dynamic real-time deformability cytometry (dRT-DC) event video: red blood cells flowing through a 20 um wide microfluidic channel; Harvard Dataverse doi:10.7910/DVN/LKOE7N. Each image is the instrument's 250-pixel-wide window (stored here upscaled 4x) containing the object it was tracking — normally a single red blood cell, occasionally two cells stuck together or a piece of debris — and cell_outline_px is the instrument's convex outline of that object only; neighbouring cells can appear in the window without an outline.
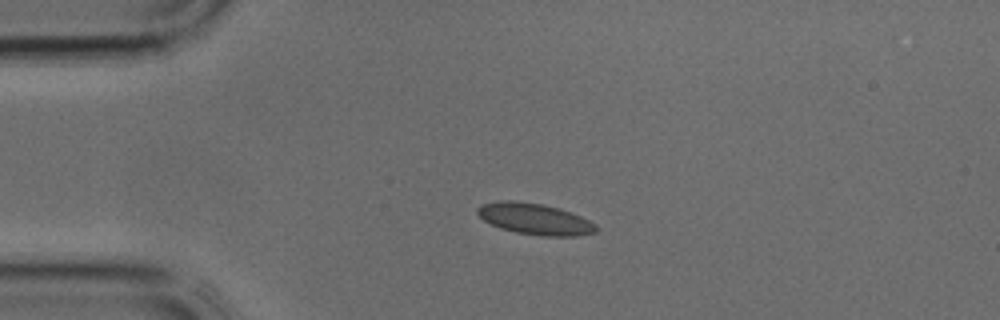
{"species": "common noctule bat (a hibernating species)", "species_latin": "Nyctalus noctula", "temperature_condition": "cold", "stored_images_in_passage": 31, "camera_frame_rate_fps": 3000, "um_per_image_px": 0.085, "animal": {"sex": "male", "body_mass_g": 17.9, "forearm_length_mm": 54.2}, "frame": {"image": 1, "passage_image": 1, "time_ms": 0.0, "image_size_px": [1000, 320], "cell_outline_px": [[600, 228], [596, 232], [576, 236], [540, 236], [516, 232], [500, 228], [484, 220], [476, 212], [476, 208], [480, 204], [500, 200], [512, 200], [544, 204], [560, 208], [580, 216], [596, 224]], "centroid_in_image_um": [45.46, 18.6], "position_along_channel_um": 39.5, "area_um2": 21.79}}
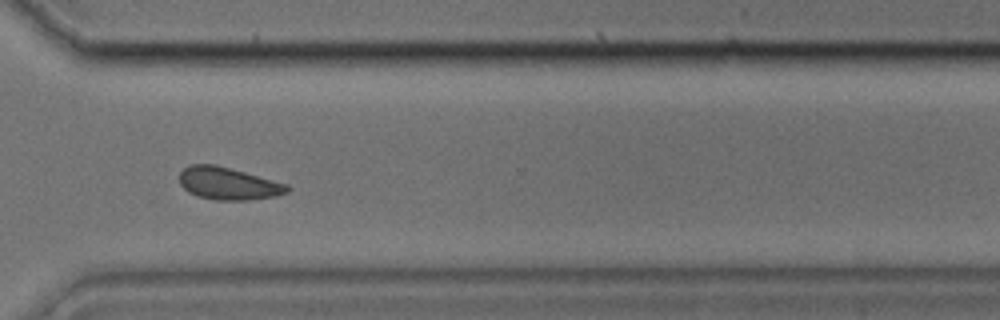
{"frame": {"image": 2, "passage_image": 21, "time_ms": 6.667, "image_size_px": [1000, 320], "cell_outline_px": [[292, 188], [288, 192], [276, 196], [248, 200], [216, 200], [196, 196], [188, 192], [180, 184], [180, 172], [184, 168], [192, 164], [216, 164], [288, 184]], "centroid_in_image_um": [19.41, 15.6], "position_along_channel_um": 351.2, "area_um2": 20.46}}
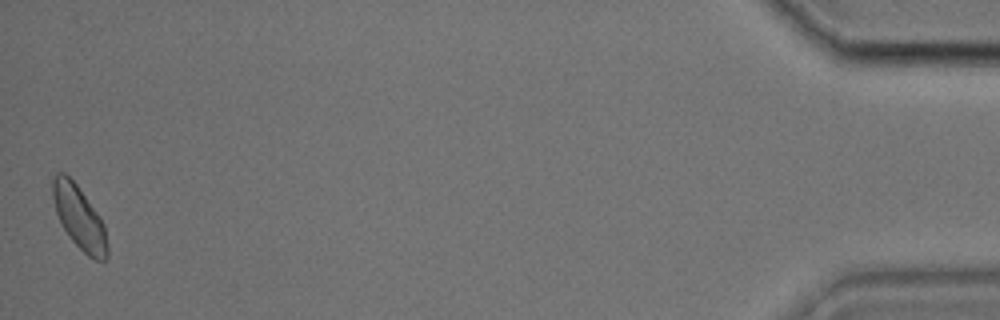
{"frame": {"image": 3, "passage_image": 31, "time_ms": 10.0, "image_size_px": [1000, 320], "cell_outline_px": [[108, 256], [104, 260], [96, 260], [88, 256], [72, 240], [60, 224], [56, 212], [52, 196], [52, 180], [56, 172], [64, 172], [76, 184], [100, 216], [104, 224], [108, 244]], "centroid_in_image_um": [6.73, 18.49], "position_along_channel_um": 428.5, "area_um2": 20.11}}